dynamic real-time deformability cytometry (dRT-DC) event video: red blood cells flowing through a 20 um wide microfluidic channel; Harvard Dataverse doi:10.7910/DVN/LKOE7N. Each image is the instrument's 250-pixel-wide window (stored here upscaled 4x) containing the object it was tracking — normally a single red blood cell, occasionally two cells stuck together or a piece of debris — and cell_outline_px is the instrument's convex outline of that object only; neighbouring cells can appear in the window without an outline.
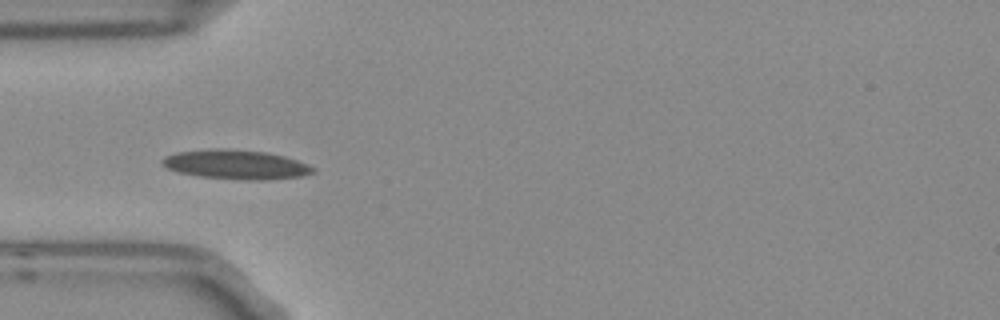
{"species": "Egyptian fruit bat (a non-hibernating species)", "species_latin": "Rousettus aegyptiacus", "temperature_condition": "room temperature", "stored_images_in_passage": 5, "camera_frame_rate_fps": 3000, "um_per_image_px": 0.085, "frame": {"image": 1, "passage_image": 3, "time_ms": 0.667, "image_size_px": [1000, 320], "cell_outline_px": [[316, 172], [304, 176], [264, 180], [244, 180], [200, 176], [176, 172], [160, 164], [160, 160], [164, 156], [176, 152], [212, 148], [228, 148], [268, 152], [284, 156], [308, 164], [316, 168]], "centroid_in_image_um": [20.05, 13.98], "position_along_channel_um": 64.9, "area_um2": 26.18}}
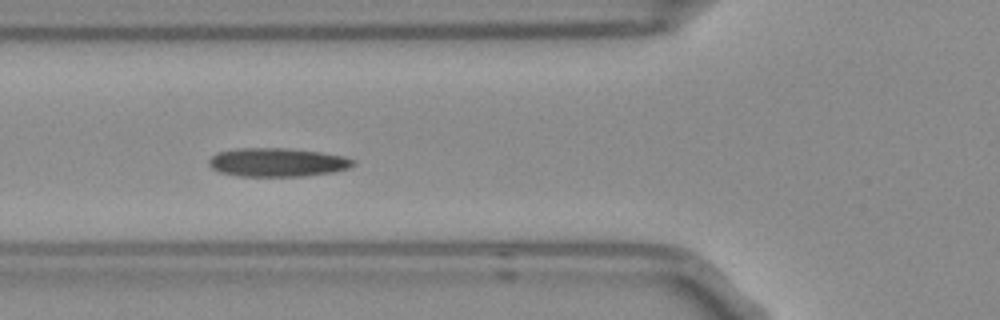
{"frame": {"image": 2, "passage_image": 4, "time_ms": 1.0, "image_size_px": [1000, 320], "cell_outline_px": [[356, 164], [348, 168], [332, 172], [304, 176], [236, 176], [220, 172], [212, 168], [208, 164], [208, 160], [216, 152], [236, 148], [284, 148], [320, 152], [344, 156], [356, 160]], "centroid_in_image_um": [23.56, 13.79], "position_along_channel_um": 102.2, "area_um2": 24.22}}